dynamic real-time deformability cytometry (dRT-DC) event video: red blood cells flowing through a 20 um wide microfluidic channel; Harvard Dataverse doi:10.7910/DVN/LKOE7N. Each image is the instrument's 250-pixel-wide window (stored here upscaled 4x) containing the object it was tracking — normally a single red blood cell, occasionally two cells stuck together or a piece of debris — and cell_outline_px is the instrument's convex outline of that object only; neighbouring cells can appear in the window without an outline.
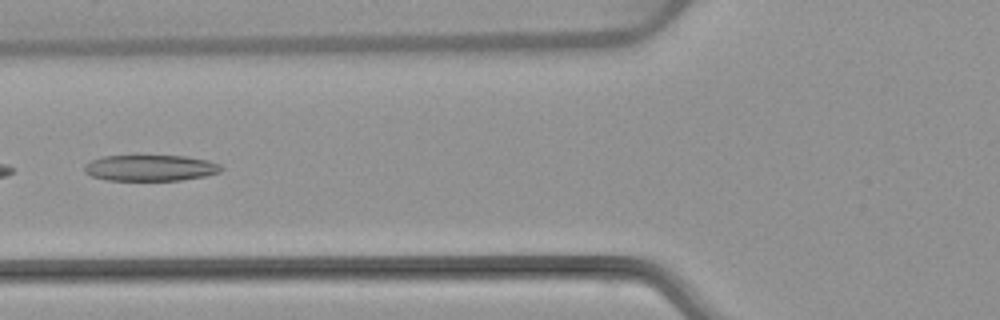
{"species": "common noctule bat (a hibernating species)", "species_latin": "Nyctalus noctula", "temperature_condition": "warm", "stored_images_in_passage": 6, "camera_frame_rate_fps": 3000, "um_per_image_px": 0.085, "animal": {"sex": "female", "body_mass_g": 22.7, "forearm_length_mm": 54.2}, "frame": {"image": 1, "passage_image": 6, "time_ms": 6.0, "image_size_px": [1000, 320], "cell_outline_px": [[224, 168], [220, 172], [204, 176], [180, 180], [108, 180], [92, 176], [84, 172], [84, 164], [92, 160], [104, 156], [136, 152], [188, 156], [208, 160], [220, 164]], "centroid_in_image_um": [12.76, 14.21], "position_along_channel_um": 113.0, "area_um2": 21.96}}